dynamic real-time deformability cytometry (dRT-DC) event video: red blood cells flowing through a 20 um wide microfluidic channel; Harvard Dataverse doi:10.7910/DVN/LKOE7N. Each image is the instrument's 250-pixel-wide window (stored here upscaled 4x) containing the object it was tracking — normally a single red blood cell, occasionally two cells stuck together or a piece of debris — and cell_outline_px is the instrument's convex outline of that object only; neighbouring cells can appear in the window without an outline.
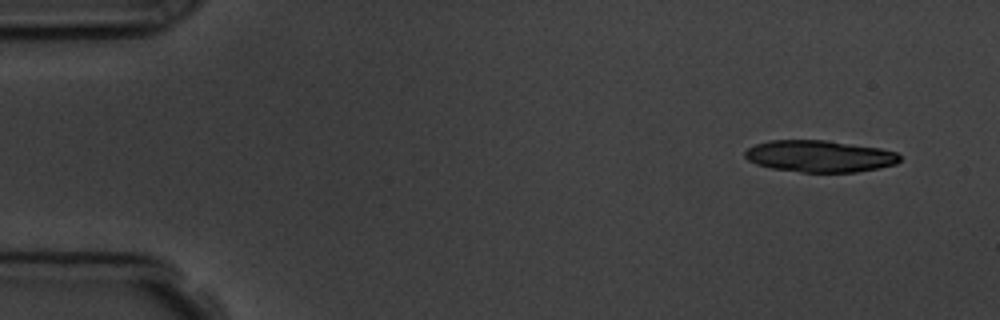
{"species": "common noctule bat (a hibernating species)", "species_latin": "Nyctalus noctula", "temperature_condition": "room temperature", "stored_images_in_passage": 5, "segment_of_instrument_passage": [1, 2], "camera_frame_rate_fps": 3000, "um_per_image_px": 0.085, "animal": {"sex": "male", "body_mass_g": 19.5, "forearm_length_mm": 54.6}, "frame": {"image": 1, "passage_image": 1, "time_ms": 0.0, "image_size_px": [1000, 320], "cell_outline_px": [[900, 160], [896, 164], [880, 168], [856, 172], [800, 172], [772, 168], [756, 164], [748, 160], [744, 156], [744, 152], [748, 148], [756, 144], [768, 140], [828, 140], [880, 148], [896, 152], [900, 156]], "centroid_in_image_um": [69.67, 13.27], "position_along_channel_um": 15.3, "area_um2": 28.78}}